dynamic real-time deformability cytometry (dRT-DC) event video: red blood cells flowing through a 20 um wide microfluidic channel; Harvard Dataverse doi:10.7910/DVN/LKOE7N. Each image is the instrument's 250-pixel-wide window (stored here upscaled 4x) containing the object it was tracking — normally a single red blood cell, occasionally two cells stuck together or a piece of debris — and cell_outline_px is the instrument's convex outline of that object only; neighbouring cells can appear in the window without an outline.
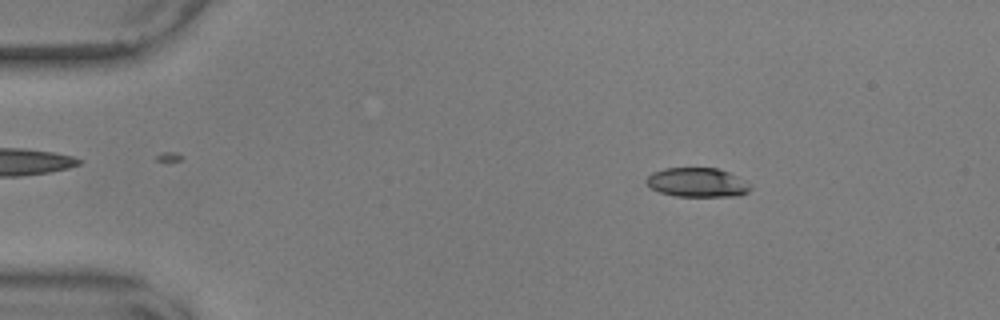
{"species": "common noctule bat (a hibernating species)", "species_latin": "Nyctalus noctula", "temperature_condition": "warm", "stored_images_in_passage": 56, "camera_frame_rate_fps": 3000, "um_per_image_px": 0.085, "animal": {"sex": "male", "body_mass_g": 17.9, "forearm_length_mm": 54.2}, "frame": {"image": 1, "passage_image": 9, "time_ms": 2.667, "image_size_px": [1000, 320], "cell_outline_px": [[752, 188], [748, 192], [740, 196], [676, 196], [660, 192], [652, 188], [644, 180], [652, 172], [664, 168], [716, 168], [728, 172], [736, 176], [748, 184]], "centroid_in_image_um": [59.25, 15.51], "position_along_channel_um": 25.8, "area_um2": 17.57}}
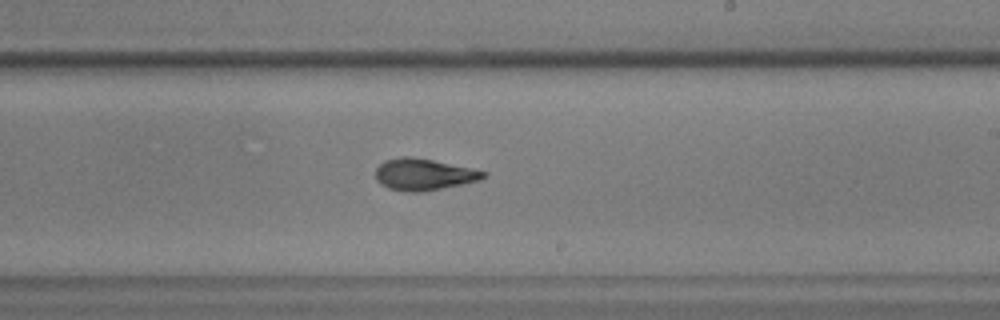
{"frame": {"image": 2, "passage_image": 34, "time_ms": 11.0, "image_size_px": [1000, 320], "cell_outline_px": [[488, 176], [480, 180], [420, 192], [408, 192], [388, 188], [380, 184], [376, 180], [376, 168], [384, 160], [404, 156], [408, 156], [432, 160], [488, 172]], "centroid_in_image_um": [35.99, 14.82], "position_along_channel_um": 253.0, "area_um2": 19.65}}
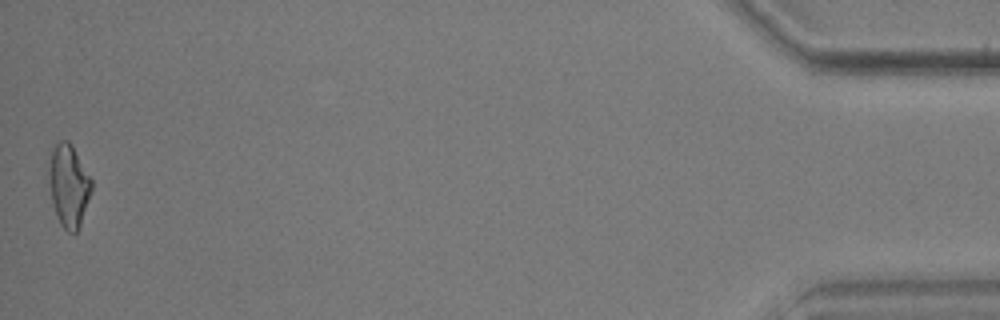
{"frame": {"image": 3, "passage_image": 56, "time_ms": 18.333, "image_size_px": [1000, 320], "cell_outline_px": [[92, 192], [80, 224], [76, 232], [68, 232], [60, 224], [52, 204], [48, 184], [48, 164], [52, 148], [60, 140], [68, 140], [72, 144], [92, 180]], "centroid_in_image_um": [5.82, 15.75], "position_along_channel_um": 429.4, "area_um2": 20.75}, "authors_computed_cell_mechanics": {"area_um2": 19.5653, "velocity_mm_per_s": 3.6028, "shape_relaxation_time_tau1_ms": 5.607, "shape_relaxation_time_tau2_ms": 4.0321, "deformation_change_tau1": 0.157, "deformation_change_tau2": 0.1121}}